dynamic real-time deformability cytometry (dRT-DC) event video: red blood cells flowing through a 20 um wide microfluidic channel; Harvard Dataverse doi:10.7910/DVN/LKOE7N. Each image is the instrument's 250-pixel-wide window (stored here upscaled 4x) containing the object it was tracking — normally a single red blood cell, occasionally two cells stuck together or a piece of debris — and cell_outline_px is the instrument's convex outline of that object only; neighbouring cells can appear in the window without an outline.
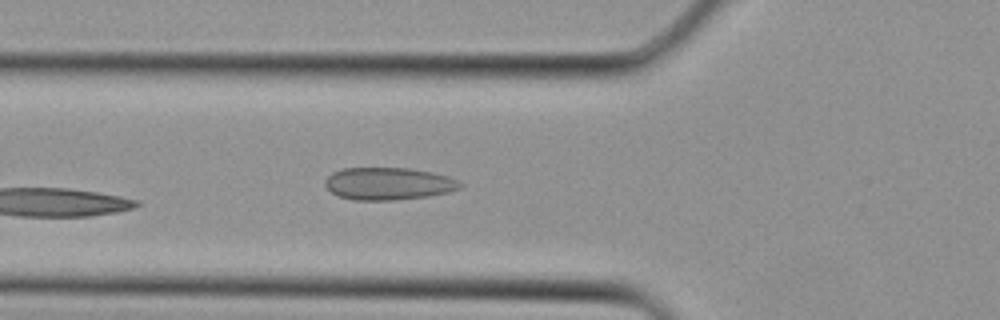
{"species": "Egyptian fruit bat (a non-hibernating species)", "species_latin": "Rousettus aegyptiacus", "temperature_condition": "cold", "stored_images_in_passage": 3, "camera_frame_rate_fps": 3000, "um_per_image_px": 0.085, "animal": {"sex": "female"}, "frame": {"image": 1, "passage_image": 3, "time_ms": 0.667, "image_size_px": [1000, 320], "cell_outline_px": [[464, 184], [460, 188], [448, 192], [428, 196], [396, 200], [352, 200], [340, 196], [332, 192], [324, 184], [324, 180], [332, 172], [344, 168], [408, 168], [432, 172], [448, 176], [460, 180]], "centroid_in_image_um": [33.04, 15.61], "position_along_channel_um": 92.8, "area_um2": 25.61}}